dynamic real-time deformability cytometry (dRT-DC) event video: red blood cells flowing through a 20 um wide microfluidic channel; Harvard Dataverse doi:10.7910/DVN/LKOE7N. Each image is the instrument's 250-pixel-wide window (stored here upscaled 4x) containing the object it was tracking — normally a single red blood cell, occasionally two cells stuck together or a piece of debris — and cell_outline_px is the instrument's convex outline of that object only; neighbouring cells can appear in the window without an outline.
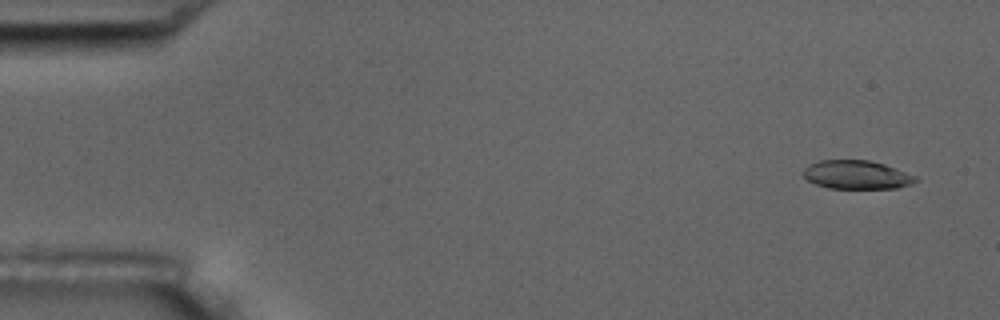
{"species": "common noctule bat (a hibernating species)", "species_latin": "Nyctalus noctula", "temperature_condition": "room temperature", "stored_images_in_passage": 5, "camera_frame_rate_fps": 3000, "um_per_image_px": 0.085, "animal": {"sex": "male", "body_mass_g": 17.5, "forearm_length_mm": 52.3}, "frame": {"image": 1, "passage_image": 1, "time_ms": 0.0, "image_size_px": [1000, 320], "cell_outline_px": [[920, 180], [912, 184], [896, 188], [828, 188], [816, 184], [808, 180], [800, 172], [808, 164], [820, 160], [868, 160], [884, 164], [916, 176]], "centroid_in_image_um": [72.8, 14.85], "position_along_channel_um": 12.2, "area_um2": 18.79}}
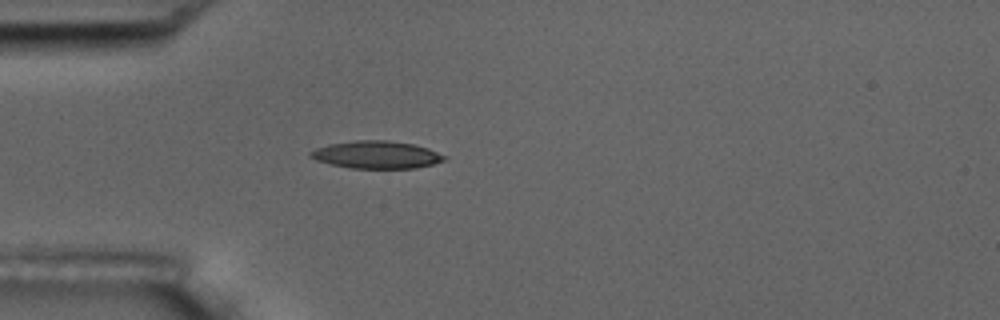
{"frame": {"image": 2, "passage_image": 5, "time_ms": 4.333, "image_size_px": [1000, 320], "cell_outline_px": [[448, 160], [416, 168], [348, 168], [316, 160], [308, 156], [308, 152], [316, 148], [328, 144], [356, 140], [388, 140], [412, 144], [428, 148], [448, 156]], "centroid_in_image_um": [32.01, 13.15], "position_along_channel_um": 53.0, "area_um2": 21.62}}